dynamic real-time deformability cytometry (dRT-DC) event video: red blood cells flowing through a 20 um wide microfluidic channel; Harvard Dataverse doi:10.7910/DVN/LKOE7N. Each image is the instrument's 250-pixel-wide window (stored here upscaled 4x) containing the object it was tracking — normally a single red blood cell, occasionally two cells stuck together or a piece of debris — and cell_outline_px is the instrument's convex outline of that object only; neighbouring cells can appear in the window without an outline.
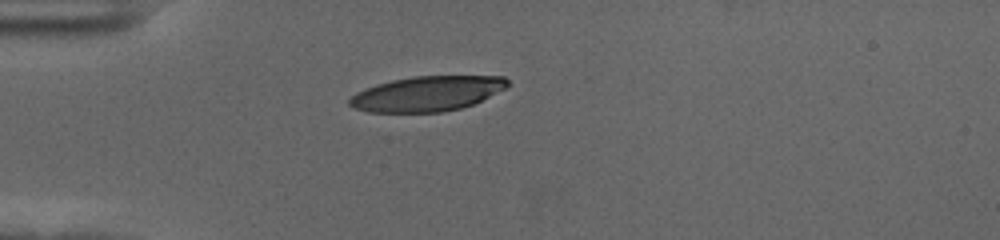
{"species": "human", "species_latin": "Homo sapiens", "temperature_condition": "cold", "stored_images_in_passage": 41, "camera_frame_rate_fps": 3000, "um_per_image_px": 0.085, "donor": {"sex": "female"}, "frame": {"image": 1, "passage_image": 1, "time_ms": 0.0, "image_size_px": [1000, 240], "cell_outline_px": [[508, 84], [504, 88], [472, 104], [460, 108], [440, 112], [368, 112], [352, 108], [348, 104], [348, 100], [356, 92], [364, 88], [376, 84], [392, 80], [412, 76], [504, 76], [508, 80]], "centroid_in_image_um": [36.22, 7.96], "position_along_channel_um": 48.8, "area_um2": 32.08}}
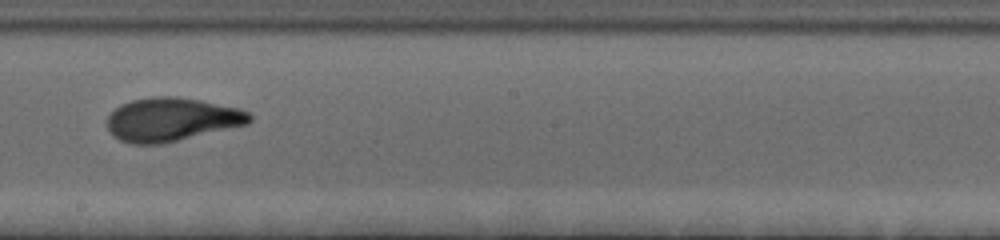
{"frame": {"image": 2, "passage_image": 18, "time_ms": 5.667, "image_size_px": [1000, 240], "cell_outline_px": [[252, 120], [248, 124], [160, 144], [132, 144], [120, 140], [112, 136], [108, 132], [108, 116], [120, 104], [132, 100], [156, 96], [176, 96], [200, 100], [240, 108], [248, 112], [252, 116]], "centroid_in_image_um": [14.58, 10.15], "position_along_channel_um": 233.6, "area_um2": 36.07}}
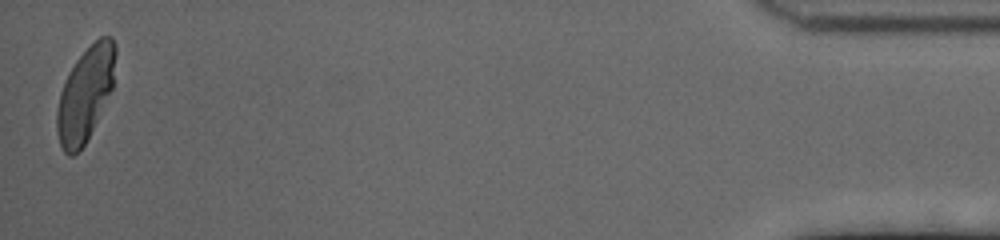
{"frame": {"image": 3, "passage_image": 41, "time_ms": 13.333, "image_size_px": [1000, 240], "cell_outline_px": [[116, 56], [112, 88], [84, 144], [72, 156], [68, 156], [64, 152], [60, 144], [56, 132], [56, 112], [60, 92], [68, 72], [76, 60], [100, 36], [112, 36], [116, 44]], "centroid_in_image_um": [7.23, 7.97], "position_along_channel_um": 428.0, "area_um2": 31.67}, "authors_computed_cell_mechanics": {"area_um2": 34.6222, "velocity_mm_per_s": 3.6108, "shape_relaxation_time_tau1_ms": 4.817, "shape_relaxation_time_tau2_ms": 1.3086, "deformation_change_tau1": 0.2188, "deformation_change_tau2": 0.0716}}